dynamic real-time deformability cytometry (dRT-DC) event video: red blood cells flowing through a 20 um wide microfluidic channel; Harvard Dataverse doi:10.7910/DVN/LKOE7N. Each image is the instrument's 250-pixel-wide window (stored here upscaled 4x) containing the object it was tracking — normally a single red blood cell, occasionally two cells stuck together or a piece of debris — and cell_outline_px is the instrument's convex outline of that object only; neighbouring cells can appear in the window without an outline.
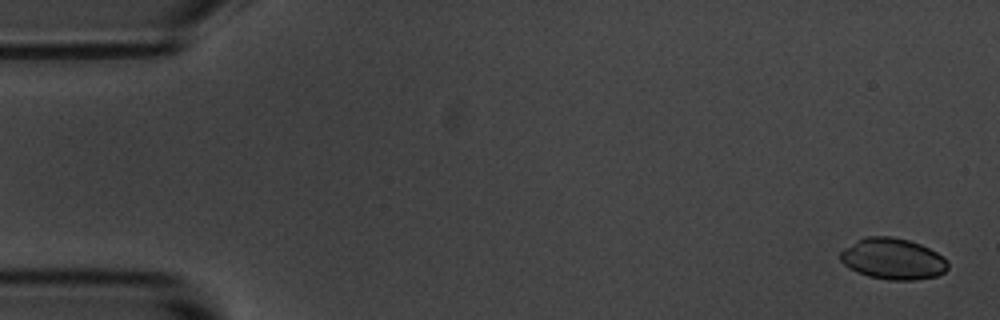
{"species": "common noctule bat (a hibernating species)", "species_latin": "Nyctalus noctula", "temperature_condition": "room temperature", "stored_images_in_passage": 5, "camera_frame_rate_fps": 3000, "um_per_image_px": 0.085, "animal": {"sex": "male", "body_mass_g": 20.1, "forearm_length_mm": 53.5}, "frame": {"image": 1, "passage_image": 1, "time_ms": 0.0, "image_size_px": [1000, 320], "cell_outline_px": [[948, 268], [944, 272], [936, 276], [916, 280], [888, 280], [868, 276], [856, 272], [848, 268], [840, 260], [840, 252], [844, 248], [868, 236], [892, 236], [908, 240], [920, 244], [936, 252], [948, 260]], "centroid_in_image_um": [75.9, 22.02], "position_along_channel_um": 9.1, "area_um2": 25.78}}
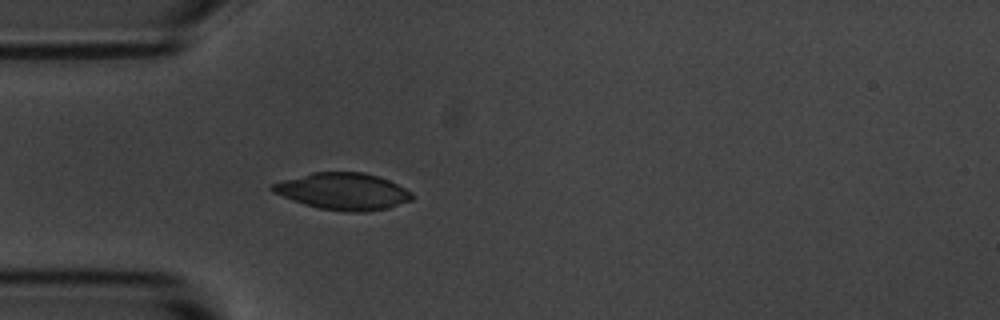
{"frame": {"image": 2, "passage_image": 5, "time_ms": 4.667, "image_size_px": [1000, 320], "cell_outline_px": [[412, 200], [388, 208], [364, 212], [344, 212], [320, 208], [304, 204], [292, 200], [272, 192], [268, 188], [268, 184], [312, 172], [364, 172], [388, 180], [412, 192]], "centroid_in_image_um": [29.11, 16.27], "position_along_channel_um": 55.9, "area_um2": 30.0}}